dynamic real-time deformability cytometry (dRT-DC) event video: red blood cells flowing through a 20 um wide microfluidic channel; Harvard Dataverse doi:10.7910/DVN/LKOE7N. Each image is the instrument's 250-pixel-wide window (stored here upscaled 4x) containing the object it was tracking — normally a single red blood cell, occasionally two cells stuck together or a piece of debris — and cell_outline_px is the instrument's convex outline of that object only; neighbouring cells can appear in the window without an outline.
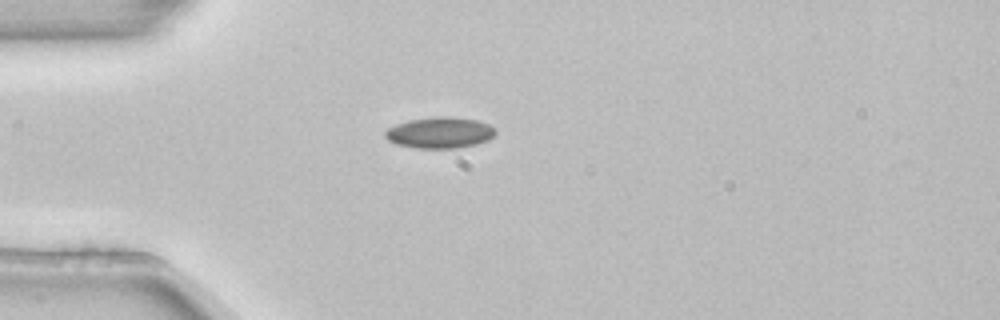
{"species": "common noctule bat (a hibernating species)", "species_latin": "Nyctalus noctula", "temperature_condition": "room temperature", "stored_images_in_passage": 4, "camera_frame_rate_fps": 3000, "um_per_image_px": 0.085, "animal": {"sex": "female", "body_mass_g": 22.7, "forearm_length_mm": 54.2}, "frame": {"image": 1, "passage_image": 4, "time_ms": 1.0, "image_size_px": [1000, 320], "cell_outline_px": [[496, 132], [488, 140], [476, 144], [456, 148], [416, 148], [396, 144], [388, 140], [384, 136], [384, 132], [388, 128], [396, 124], [408, 120], [436, 116], [452, 116], [476, 120], [488, 124]], "centroid_in_image_um": [37.34, 11.27], "position_along_channel_um": 47.7, "area_um2": 20.0}}